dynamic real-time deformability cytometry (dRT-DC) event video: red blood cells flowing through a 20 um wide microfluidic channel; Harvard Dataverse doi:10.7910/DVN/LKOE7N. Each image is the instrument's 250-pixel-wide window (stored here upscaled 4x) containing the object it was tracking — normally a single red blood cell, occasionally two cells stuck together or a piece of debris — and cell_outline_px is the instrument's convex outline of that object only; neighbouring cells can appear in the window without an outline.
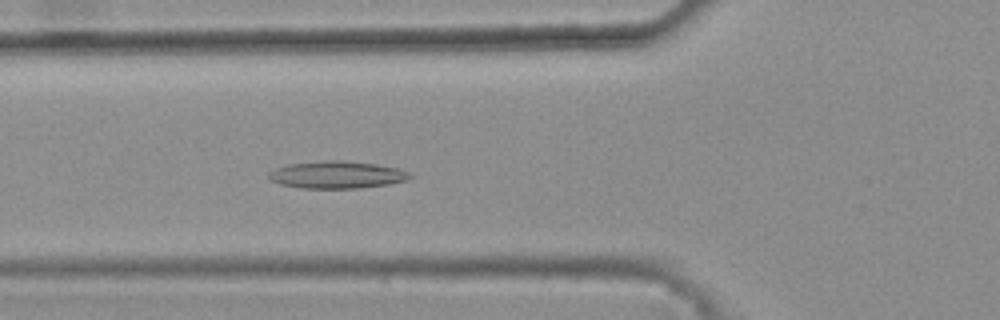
{"species": "common noctule bat (a hibernating species)", "species_latin": "Nyctalus noctula", "temperature_condition": "warm", "stored_images_in_passage": 43, "camera_frame_rate_fps": 3000, "um_per_image_px": 0.085, "animal": {"sex": "female", "body_mass_g": 25.1}, "frame": {"image": 1, "passage_image": 18, "time_ms": 5.667, "image_size_px": [1000, 320], "cell_outline_px": [[412, 176], [408, 180], [388, 184], [360, 188], [300, 188], [280, 184], [272, 180], [268, 176], [268, 172], [276, 168], [288, 164], [328, 160], [340, 160], [376, 164], [400, 168], [408, 172]], "centroid_in_image_um": [28.65, 14.85], "position_along_channel_um": 97.2, "area_um2": 22.43}}
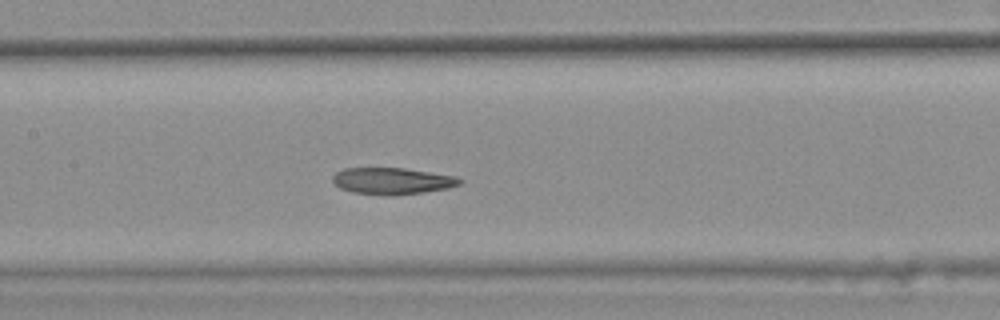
{"frame": {"image": 2, "passage_image": 24, "time_ms": 7.667, "image_size_px": [1000, 320], "cell_outline_px": [[464, 180], [460, 184], [448, 188], [424, 192], [396, 196], [384, 196], [352, 192], [340, 188], [332, 180], [332, 176], [336, 172], [344, 168], [404, 168], [452, 176]], "centroid_in_image_um": [33.3, 15.4], "position_along_channel_um": 174.1, "area_um2": 19.77}}
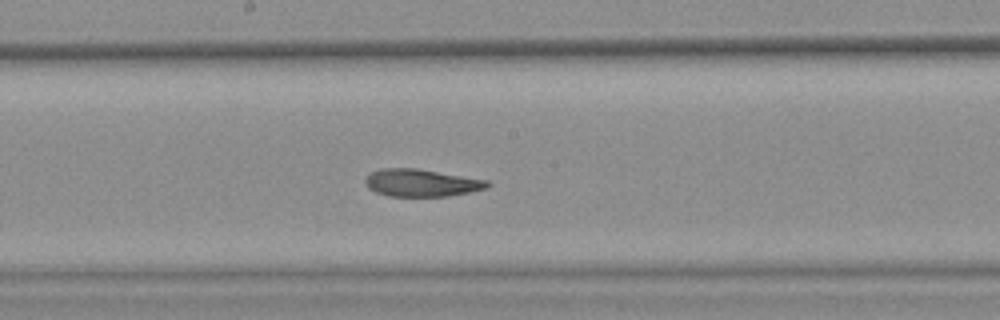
{"frame": {"image": 3, "passage_image": 27, "time_ms": 8.667, "image_size_px": [1000, 320], "cell_outline_px": [[492, 184], [484, 188], [468, 192], [448, 196], [388, 196], [376, 192], [368, 188], [364, 180], [372, 172], [380, 168], [416, 168], [488, 180]], "centroid_in_image_um": [35.8, 15.54], "position_along_channel_um": 212.4, "area_um2": 19.36}, "authors_computed_cell_mechanics": {"area_um2": 20.6924, "velocity_mm_per_s": 3.8393, "shape_relaxation_time_tau1_ms": null, "shape_relaxation_time_tau2_ms": 1.8389, "deformation_change_tau1": null, "deformation_change_tau2": 0.0844}}